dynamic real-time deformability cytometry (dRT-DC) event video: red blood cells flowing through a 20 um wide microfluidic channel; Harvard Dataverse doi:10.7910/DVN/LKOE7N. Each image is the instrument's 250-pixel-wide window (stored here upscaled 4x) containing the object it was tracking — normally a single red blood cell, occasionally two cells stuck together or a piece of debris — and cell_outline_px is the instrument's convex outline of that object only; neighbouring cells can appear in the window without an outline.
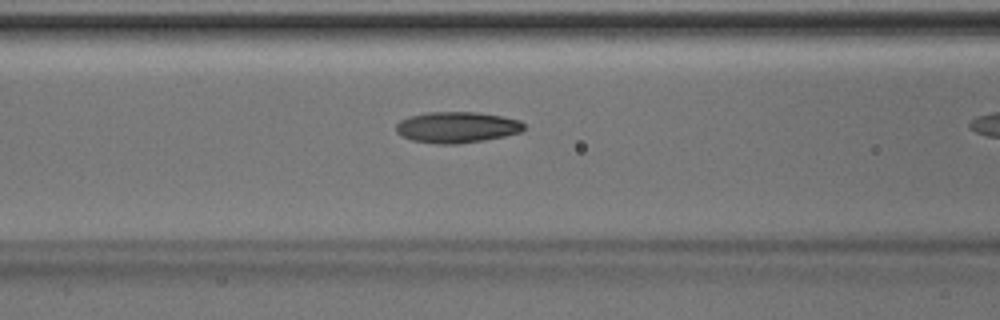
{"species": "Egyptian fruit bat (a non-hibernating species)", "species_latin": "Rousettus aegyptiacus", "temperature_condition": "room temperature", "stored_images_in_passage": 9, "camera_frame_rate_fps": 3000, "um_per_image_px": 0.085, "animal": {"sex": "male"}, "frame": {"image": 1, "passage_image": 8, "time_ms": 2.333, "image_size_px": [1000, 320], "cell_outline_px": [[524, 128], [520, 132], [504, 136], [484, 140], [456, 144], [440, 144], [412, 140], [396, 132], [396, 124], [400, 120], [408, 116], [428, 112], [476, 112], [500, 116], [520, 120], [524, 124]], "centroid_in_image_um": [38.82, 10.81], "position_along_channel_um": 127.8, "area_um2": 23.0}}